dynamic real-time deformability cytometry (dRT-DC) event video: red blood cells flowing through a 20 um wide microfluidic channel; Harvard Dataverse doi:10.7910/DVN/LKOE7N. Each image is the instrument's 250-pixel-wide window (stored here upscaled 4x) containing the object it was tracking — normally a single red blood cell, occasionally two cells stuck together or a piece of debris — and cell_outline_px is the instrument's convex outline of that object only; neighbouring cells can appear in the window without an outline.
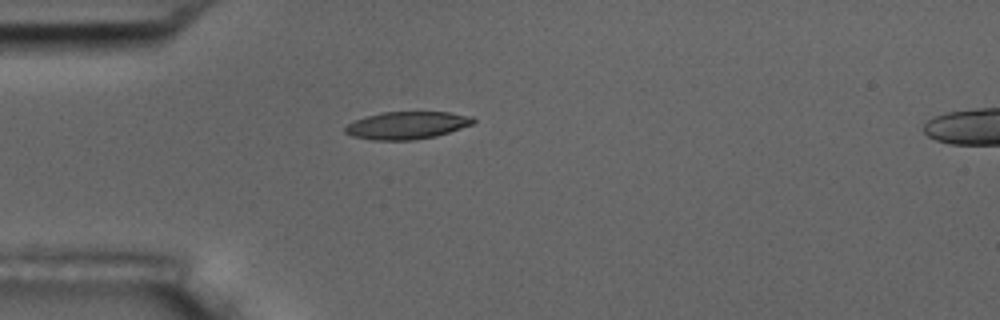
{"species": "common noctule bat (a hibernating species)", "species_latin": "Nyctalus noctula", "temperature_condition": "room temperature", "stored_images_in_passage": 1, "camera_frame_rate_fps": 3000, "um_per_image_px": 0.085, "animal": {"sex": "male", "body_mass_g": 17.5, "forearm_length_mm": 52.3}, "frame": {"image": 1, "passage_image": 1, "time_ms": 0.0, "image_size_px": [1000, 320], "cell_outline_px": [[476, 120], [472, 124], [436, 136], [412, 140], [372, 140], [352, 136], [344, 132], [344, 128], [348, 124], [364, 116], [384, 112], [448, 112], [472, 116]], "centroid_in_image_um": [34.57, 10.65], "position_along_channel_um": 50.4, "area_um2": 20.46}}